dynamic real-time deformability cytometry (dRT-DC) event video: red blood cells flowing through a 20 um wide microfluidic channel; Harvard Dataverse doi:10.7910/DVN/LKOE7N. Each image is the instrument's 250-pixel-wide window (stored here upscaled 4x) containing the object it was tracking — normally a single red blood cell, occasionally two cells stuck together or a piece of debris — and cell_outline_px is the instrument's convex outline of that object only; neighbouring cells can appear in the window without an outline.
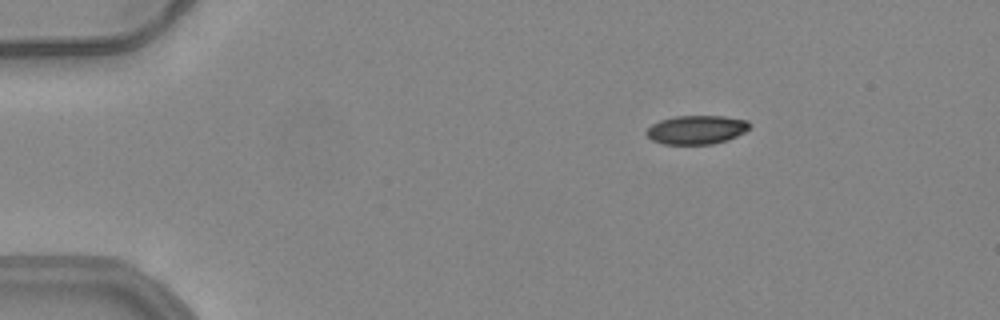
{"species": "common noctule bat (a hibernating species)", "species_latin": "Nyctalus noctula", "temperature_condition": "warm", "stored_images_in_passage": 45, "camera_frame_rate_fps": 3000, "um_per_image_px": 0.085, "animal": {"sex": "female", "body_mass_g": 24.6, "forearm_length_mm": 56.2}, "frame": {"image": 1, "passage_image": 1, "time_ms": 0.0, "image_size_px": [1000, 320], "cell_outline_px": [[748, 128], [744, 132], [728, 140], [712, 144], [664, 144], [652, 140], [644, 132], [652, 124], [660, 120], [676, 116], [724, 116], [748, 120]], "centroid_in_image_um": [59.18, 11.03], "position_along_channel_um": 25.8, "area_um2": 17.22}}
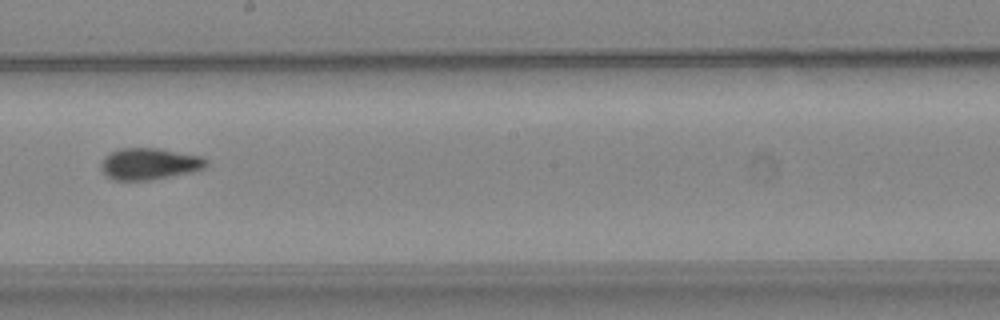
{"frame": {"image": 2, "passage_image": 23, "time_ms": 7.333, "image_size_px": [1000, 320], "cell_outline_px": [[208, 164], [204, 168], [192, 172], [152, 180], [116, 180], [108, 176], [100, 168], [100, 160], [104, 156], [120, 148], [156, 148], [204, 156], [208, 160]], "centroid_in_image_um": [12.72, 13.92], "position_along_channel_um": 235.5, "area_um2": 19.54}}
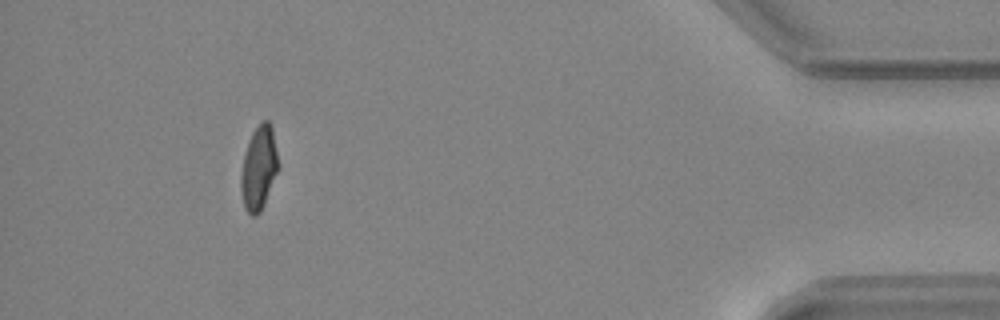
{"frame": {"image": 3, "passage_image": 41, "time_ms": 13.333, "image_size_px": [1000, 320], "cell_outline_px": [[276, 172], [264, 204], [260, 212], [256, 216], [252, 216], [244, 208], [240, 188], [240, 176], [244, 156], [252, 132], [264, 120], [268, 120], [272, 124], [276, 152]], "centroid_in_image_um": [21.96, 14.3], "position_along_channel_um": 413.2, "area_um2": 17.69}, "authors_computed_cell_mechanics": {"area_um2": 18.7272, "velocity_mm_per_s": 3.97, "shape_relaxation_time_tau1_ms": 8.0335, "shape_relaxation_time_tau2_ms": 1.045, "deformation_change_tau1": 0.2286, "deformation_change_tau2": 0.0732}}